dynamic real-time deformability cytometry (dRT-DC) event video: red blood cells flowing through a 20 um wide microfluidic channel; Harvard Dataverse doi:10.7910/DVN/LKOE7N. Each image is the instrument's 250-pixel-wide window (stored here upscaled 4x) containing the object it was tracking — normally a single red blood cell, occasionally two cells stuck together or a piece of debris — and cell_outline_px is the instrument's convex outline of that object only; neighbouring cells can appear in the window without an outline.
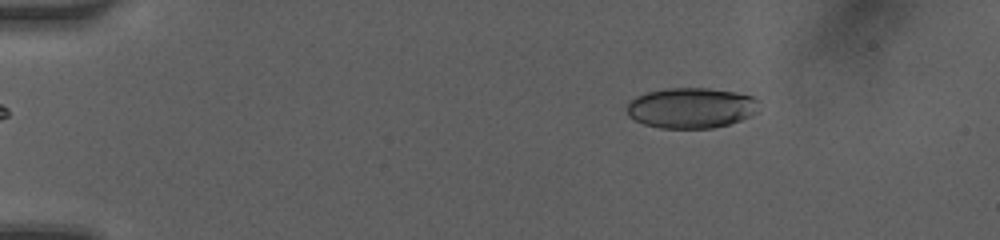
{"species": "human", "species_latin": "Homo sapiens", "temperature_condition": "room temperature", "stored_images_in_passage": 49, "camera_frame_rate_fps": 3000, "um_per_image_px": 0.085, "donor": {"sex": "female"}, "frame": {"image": 1, "passage_image": 8, "time_ms": 2.333, "image_size_px": [1000, 240], "cell_outline_px": [[760, 100], [756, 112], [740, 120], [728, 124], [712, 128], [660, 128], [644, 124], [628, 116], [628, 104], [636, 96], [644, 92], [664, 88], [708, 88], [736, 92], [752, 96]], "centroid_in_image_um": [58.75, 9.16], "position_along_channel_um": 26.3, "area_um2": 31.21}}
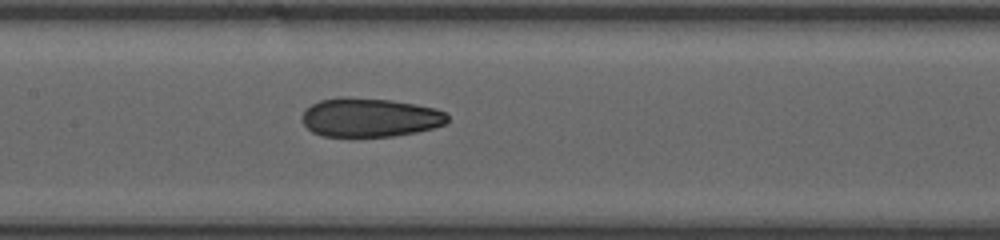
{"frame": {"image": 2, "passage_image": 25, "time_ms": 8.0, "image_size_px": [1000, 240], "cell_outline_px": [[448, 120], [444, 124], [432, 128], [416, 132], [396, 136], [324, 136], [312, 132], [304, 124], [304, 112], [312, 104], [320, 100], [340, 96], [348, 96], [388, 100], [416, 104], [436, 108], [444, 112], [448, 116]], "centroid_in_image_um": [31.45, 9.97], "position_along_channel_um": 175.9, "area_um2": 32.83}}
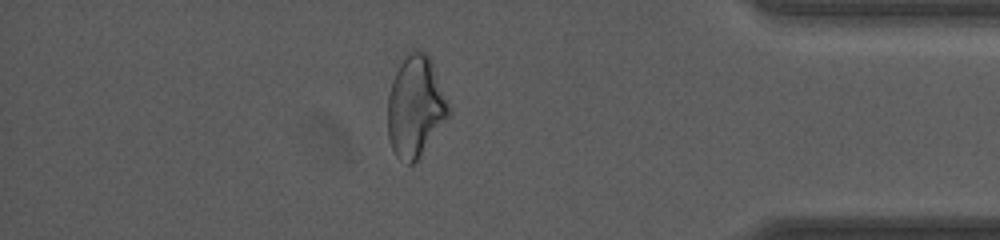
{"frame": {"image": 3, "passage_image": 43, "time_ms": 14.0, "image_size_px": [1000, 240], "cell_outline_px": [[452, 112], [416, 160], [412, 164], [408, 164], [396, 156], [388, 140], [388, 96], [392, 80], [404, 56], [408, 52], [416, 48], [428, 52], [452, 108]], "centroid_in_image_um": [35.33, 9.0], "position_along_channel_um": 399.9, "area_um2": 36.13}, "authors_computed_cell_mechanics": {"area_um2": 33.0038, "velocity_mm_per_s": 4.2101, "shape_relaxation_time_tau1_ms": null, "shape_relaxation_time_tau2_ms": 1.9209, "deformation_change_tau1": null, "deformation_change_tau2": 0.0833}}